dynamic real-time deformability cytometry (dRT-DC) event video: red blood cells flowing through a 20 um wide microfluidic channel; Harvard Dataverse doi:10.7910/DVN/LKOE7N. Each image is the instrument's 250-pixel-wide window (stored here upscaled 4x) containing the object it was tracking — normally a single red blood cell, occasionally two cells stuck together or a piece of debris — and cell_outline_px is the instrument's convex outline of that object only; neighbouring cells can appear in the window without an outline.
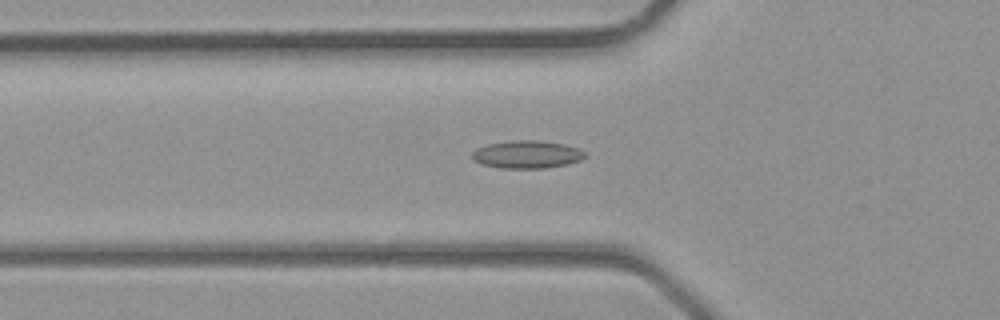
{"species": "common noctule bat (a hibernating species)", "species_latin": "Nyctalus noctula", "temperature_condition": "room temperature", "stored_images_in_passage": 37, "camera_frame_rate_fps": 3000, "um_per_image_px": 0.085, "animal": {"sex": "male", "body_mass_g": 23.1, "forearm_length_mm": 52.7}, "frame": {"image": 1, "passage_image": 13, "time_ms": 4.0, "image_size_px": [1000, 320], "cell_outline_px": [[588, 156], [580, 160], [568, 164], [544, 168], [500, 168], [480, 164], [472, 160], [472, 152], [476, 148], [488, 144], [512, 140], [540, 140], [564, 144], [580, 148]], "centroid_in_image_um": [44.79, 13.12], "position_along_channel_um": 81.0, "area_um2": 18.5}}
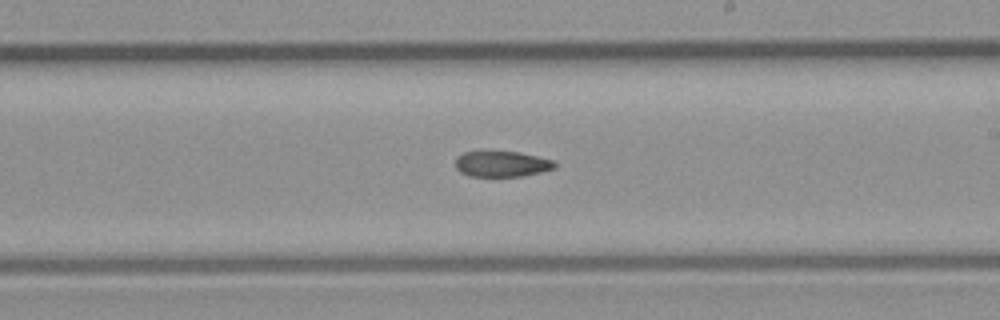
{"frame": {"image": 2, "passage_image": 22, "time_ms": 7.0, "image_size_px": [1000, 320], "cell_outline_px": [[556, 168], [524, 176], [468, 176], [460, 172], [456, 168], [456, 156], [464, 152], [480, 148], [484, 148], [520, 152], [556, 160]], "centroid_in_image_um": [42.62, 13.88], "position_along_channel_um": 246.4, "area_um2": 15.84}}
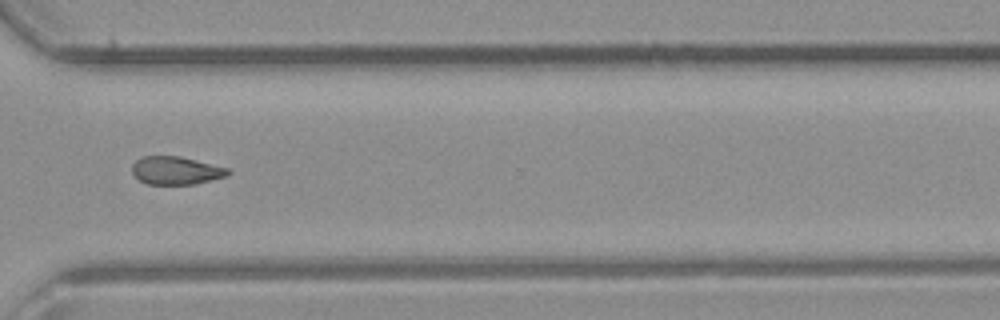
{"frame": {"image": 3, "passage_image": 28, "time_ms": 9.0, "image_size_px": [1000, 320], "cell_outline_px": [[232, 172], [228, 176], [192, 184], [148, 184], [140, 180], [132, 172], [132, 164], [136, 160], [144, 156], [180, 156], [228, 168]], "centroid_in_image_um": [14.97, 14.49], "position_along_channel_um": 355.6, "area_um2": 15.55}}